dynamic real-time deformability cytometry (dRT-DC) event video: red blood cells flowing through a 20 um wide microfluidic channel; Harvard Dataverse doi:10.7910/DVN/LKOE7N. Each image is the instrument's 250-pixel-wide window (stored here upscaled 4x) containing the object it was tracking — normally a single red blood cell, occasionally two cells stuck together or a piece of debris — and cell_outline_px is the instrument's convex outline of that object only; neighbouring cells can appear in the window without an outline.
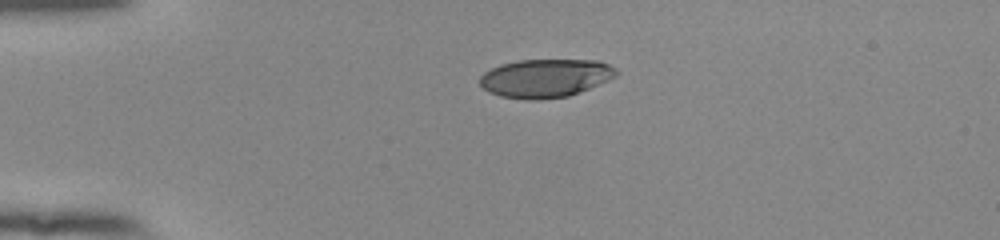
{"species": "human", "species_latin": "Homo sapiens", "temperature_condition": "room temperature", "stored_images_in_passage": 41, "camera_frame_rate_fps": 3000, "um_per_image_px": 0.085, "donor": {"sex": "female"}, "frame": {"image": 1, "passage_image": 1, "time_ms": 0.0, "image_size_px": [1000, 240], "cell_outline_px": [[620, 72], [616, 76], [608, 80], [568, 96], [540, 100], [528, 100], [500, 96], [488, 92], [480, 84], [480, 76], [484, 72], [500, 64], [520, 60], [596, 60], [608, 64], [616, 68]], "centroid_in_image_um": [46.35, 6.64], "position_along_channel_um": 38.7, "area_um2": 30.52}}
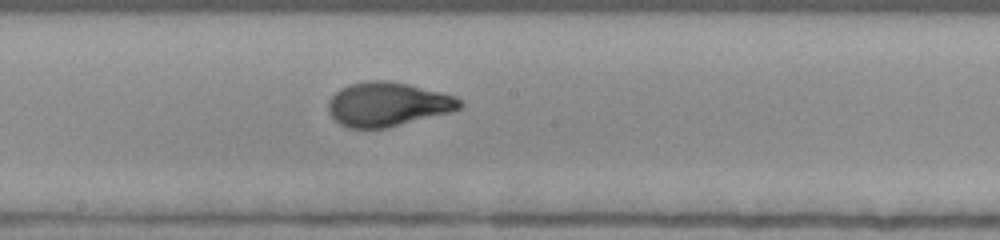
{"frame": {"image": 2, "passage_image": 18, "time_ms": 5.667, "image_size_px": [1000, 240], "cell_outline_px": [[464, 104], [460, 108], [452, 112], [388, 128], [348, 128], [340, 124], [328, 112], [328, 100], [340, 88], [348, 84], [368, 80], [388, 80], [408, 84], [456, 96]], "centroid_in_image_um": [32.95, 8.86], "position_along_channel_um": 215.2, "area_um2": 34.04}}
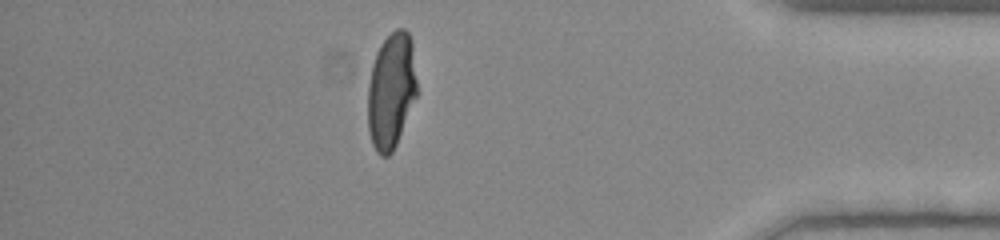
{"frame": {"image": 3, "passage_image": 35, "time_ms": 11.333, "image_size_px": [1000, 240], "cell_outline_px": [[416, 96], [396, 144], [392, 152], [388, 156], [380, 156], [376, 152], [372, 144], [368, 132], [368, 84], [372, 64], [376, 52], [380, 44], [396, 28], [404, 28], [408, 32], [412, 40], [416, 80]], "centroid_in_image_um": [33.23, 7.7], "position_along_channel_um": 402.0, "area_um2": 33.18}, "authors_computed_cell_mechanics": {"area_um2": 33.1194, "velocity_mm_per_s": 3.8857, "shape_relaxation_time_tau1_ms": 3.2828, "shape_relaxation_time_tau2_ms": null, "deformation_change_tau1": 0.2014, "deformation_change_tau2": null}}